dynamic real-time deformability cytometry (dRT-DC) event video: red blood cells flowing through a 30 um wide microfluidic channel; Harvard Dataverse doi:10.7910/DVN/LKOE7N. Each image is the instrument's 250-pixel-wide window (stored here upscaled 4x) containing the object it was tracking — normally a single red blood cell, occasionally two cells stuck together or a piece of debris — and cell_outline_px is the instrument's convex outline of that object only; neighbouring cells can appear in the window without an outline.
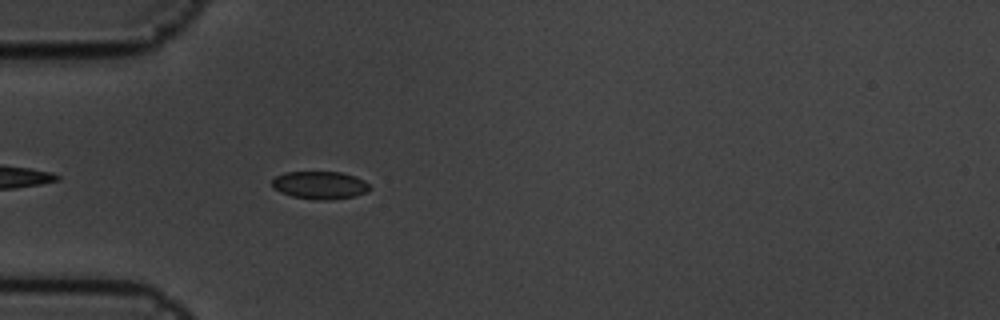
{"species": "common noctule bat (a hibernating species)", "species_latin": "Nyctalus noctula", "temperature_condition": "cold", "stored_images_in_passage": 5, "camera_frame_rate_fps": 3000, "um_per_image_px": 0.085, "animal": {"sex": "male", "body_mass_g": 19.5, "forearm_length_mm": 54.6}, "frame": {"image": 1, "passage_image": 5, "time_ms": 1.333, "image_size_px": [1000, 320], "cell_outline_px": [[372, 188], [368, 192], [356, 196], [328, 200], [316, 200], [292, 196], [280, 192], [272, 188], [272, 180], [276, 176], [284, 172], [340, 172], [356, 176], [364, 180]], "centroid_in_image_um": [27.21, 15.74], "position_along_channel_um": 57.8, "area_um2": 16.01}}